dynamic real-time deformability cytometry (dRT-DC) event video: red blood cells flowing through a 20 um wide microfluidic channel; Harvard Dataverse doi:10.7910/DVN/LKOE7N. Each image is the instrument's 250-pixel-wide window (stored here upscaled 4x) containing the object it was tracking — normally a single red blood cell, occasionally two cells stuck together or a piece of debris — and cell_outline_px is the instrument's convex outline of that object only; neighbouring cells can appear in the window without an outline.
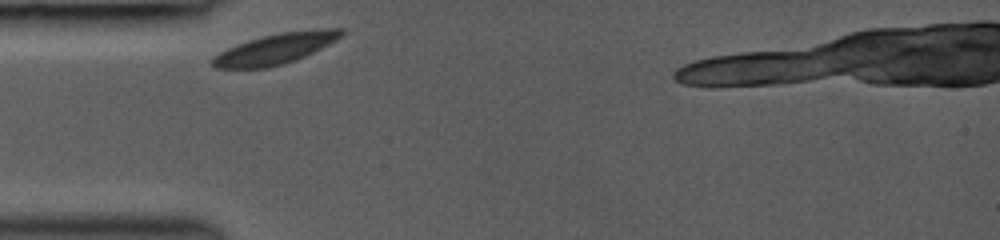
{"species": "common noctule bat (a hibernating species)", "species_latin": "Nyctalus noctula", "temperature_condition": "room temperature", "stored_images_in_passage": 28, "camera_frame_rate_fps": 3000, "um_per_image_px": 0.085, "animal": {"sex": "female", "body_mass_g": 19.0, "forearm_length_mm": 53.3}, "frame": {"image": 1, "passage_image": 1, "time_ms": 0.0, "image_size_px": [1000, 240], "cell_outline_px": [[348, 32], [336, 40], [304, 56], [284, 64], [268, 68], [212, 68], [212, 60], [220, 52], [228, 48], [248, 40], [280, 32], [320, 28], [344, 28]], "centroid_in_image_um": [23.47, 4.13], "position_along_channel_um": 61.5, "area_um2": 22.83}}
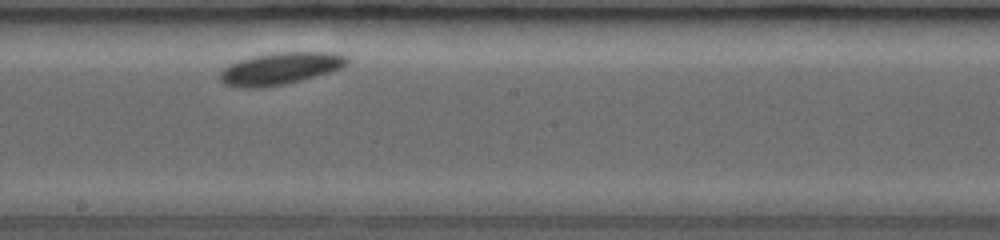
{"frame": {"image": 2, "passage_image": 14, "time_ms": 4.333, "image_size_px": [1000, 240], "cell_outline_px": [[348, 64], [340, 68], [328, 72], [300, 80], [284, 84], [264, 88], [240, 88], [224, 84], [220, 80], [220, 72], [228, 64], [252, 56], [272, 52], [336, 52], [348, 56]], "centroid_in_image_um": [23.8, 5.82], "position_along_channel_um": 224.4, "area_um2": 23.87}}
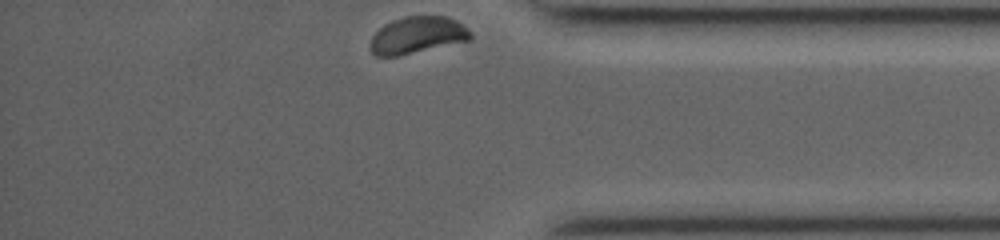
{"frame": {"image": 3, "passage_image": 28, "time_ms": 9.0, "image_size_px": [1000, 240], "cell_outline_px": [[472, 40], [396, 56], [376, 56], [368, 48], [372, 36], [384, 24], [392, 20], [404, 16], [448, 16], [456, 20], [468, 28], [472, 32]], "centroid_in_image_um": [35.49, 2.98], "position_along_channel_um": 399.7, "area_um2": 21.73}, "authors_computed_cell_mechanics": {"area_um2": 22.8888, "velocity_mm_per_s": 3.8176, "shape_relaxation_time_tau1_ms": 0.4967, "shape_relaxation_time_tau2_ms": null, "deformation_change_tau1": 0.038, "deformation_change_tau2": null}}